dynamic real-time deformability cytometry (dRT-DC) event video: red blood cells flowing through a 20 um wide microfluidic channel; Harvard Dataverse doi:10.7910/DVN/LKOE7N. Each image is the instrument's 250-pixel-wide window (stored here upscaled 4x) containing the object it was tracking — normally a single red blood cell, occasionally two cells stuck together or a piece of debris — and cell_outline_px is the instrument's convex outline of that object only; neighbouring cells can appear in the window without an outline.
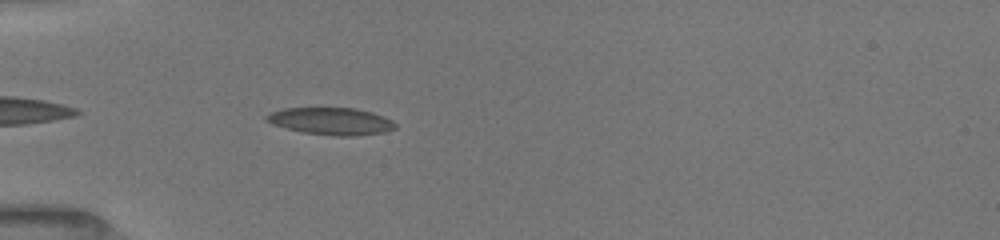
{"species": "common noctule bat (a hibernating species)", "species_latin": "Nyctalus noctula", "temperature_condition": "room temperature", "stored_images_in_passage": 36, "camera_frame_rate_fps": 3000, "um_per_image_px": 0.085, "animal": {"sex": "female", "body_mass_g": 19.5, "forearm_length_mm": 54.1}, "frame": {"image": 1, "passage_image": 3, "time_ms": 0.667, "image_size_px": [1000, 240], "cell_outline_px": [[396, 128], [384, 132], [352, 136], [336, 136], [300, 132], [272, 124], [264, 120], [264, 116], [272, 112], [284, 108], [356, 108], [372, 112], [384, 116], [392, 120], [396, 124]], "centroid_in_image_um": [28.14, 10.3], "position_along_channel_um": 56.9, "area_um2": 20.52}}
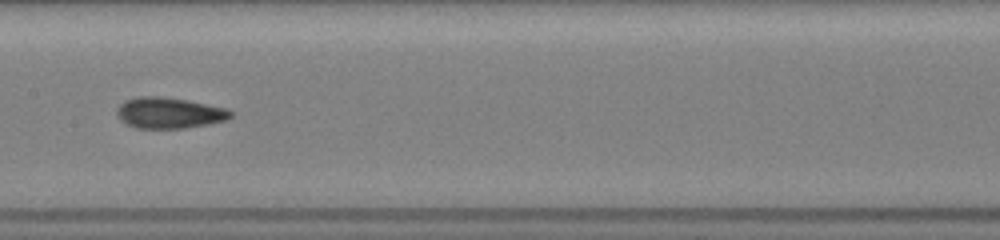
{"frame": {"image": 2, "passage_image": 14, "time_ms": 4.333, "image_size_px": [1000, 240], "cell_outline_px": [[232, 116], [228, 120], [208, 124], [184, 128], [136, 128], [120, 120], [116, 112], [120, 104], [124, 100], [136, 96], [160, 96], [188, 100], [228, 108], [232, 112]], "centroid_in_image_um": [14.39, 9.58], "position_along_channel_um": 193.0, "area_um2": 20.69}}
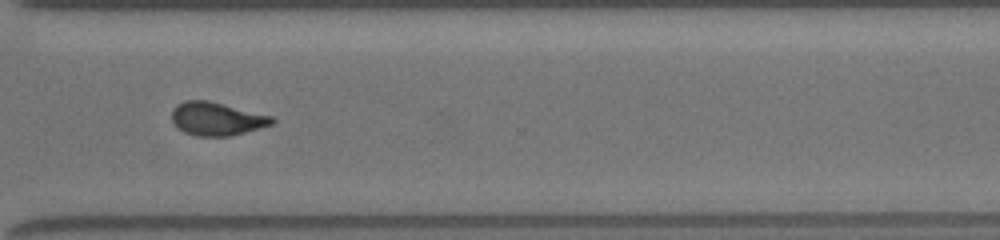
{"frame": {"image": 3, "passage_image": 26, "time_ms": 8.333, "image_size_px": [1000, 240], "cell_outline_px": [[276, 120], [272, 124], [260, 128], [232, 136], [196, 136], [184, 132], [176, 128], [172, 120], [172, 108], [176, 104], [184, 100], [208, 100], [272, 116]], "centroid_in_image_um": [18.39, 10.1], "position_along_channel_um": 352.2, "area_um2": 19.59}, "authors_computed_cell_mechanics": {"area_um2": 19.8832, "velocity_mm_per_s": 3.9932, "shape_relaxation_time_tau1_ms": 5.6125, "shape_relaxation_time_tau2_ms": 1.886, "deformation_change_tau1": 0.1584, "deformation_change_tau2": 0.0769}}